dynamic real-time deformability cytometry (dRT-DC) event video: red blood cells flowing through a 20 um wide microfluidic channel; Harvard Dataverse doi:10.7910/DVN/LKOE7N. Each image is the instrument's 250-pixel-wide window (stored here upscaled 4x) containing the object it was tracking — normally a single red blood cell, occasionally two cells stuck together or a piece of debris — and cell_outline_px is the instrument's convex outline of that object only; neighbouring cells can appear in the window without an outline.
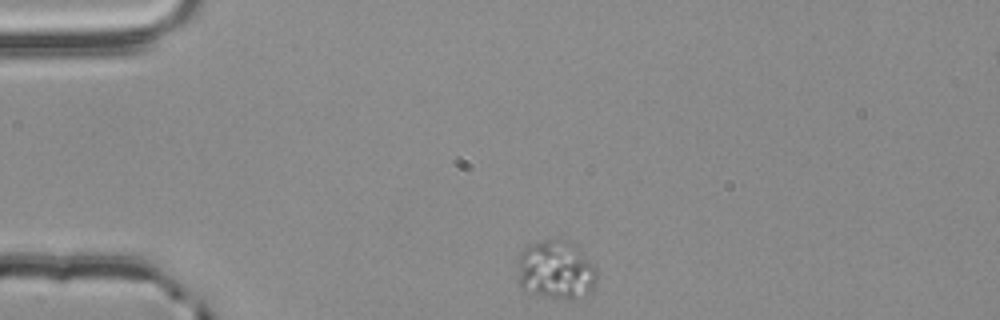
{"species": "common noctule bat (a hibernating species)", "species_latin": "Nyctalus noctula", "temperature_condition": "room temperature", "stored_images_in_passage": 45, "camera_frame_rate_fps": 3000, "um_per_image_px": 0.085, "animal": {"sex": "male", "body_mass_g": 20.4}, "frame": {"image": 1, "passage_image": 1, "time_ms": 0.0, "image_size_px": [1000, 320], "cell_outline_px": [[596, 280], [592, 292], [576, 300], [568, 300], [544, 296], [524, 292], [520, 284], [516, 260], [516, 256], [528, 244], [540, 240], [568, 240], [576, 244], [596, 268]], "centroid_in_image_um": [47.24, 22.95], "position_along_channel_um": 37.8, "area_um2": 27.98}}
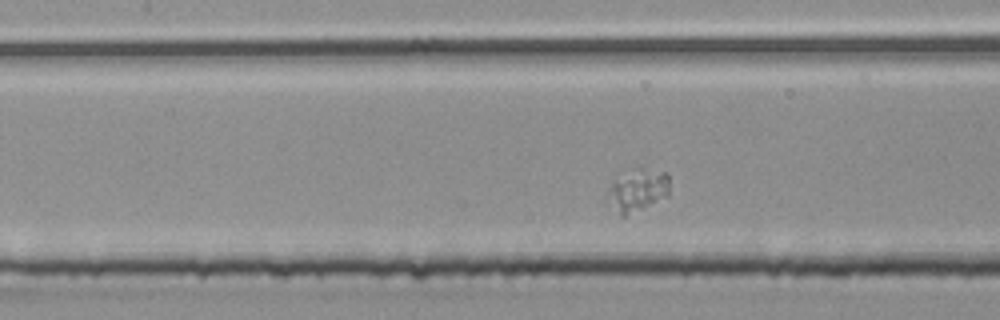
{"frame": {"image": 2, "passage_image": 14, "time_ms": 4.333, "image_size_px": [1000, 320], "cell_outline_px": [[668, 196], [624, 216], [620, 216], [604, 196], [608, 188], [612, 184], [636, 168], [644, 168], [664, 172], [668, 176]], "centroid_in_image_um": [54.18, 16.19], "position_along_channel_um": 153.2, "area_um2": 14.8}}
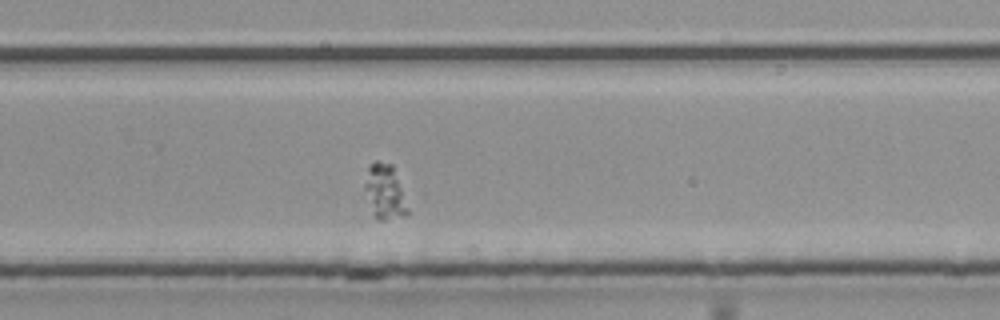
{"frame": {"image": 3, "passage_image": 26, "time_ms": 8.333, "image_size_px": [1000, 320], "cell_outline_px": [[408, 212], [404, 216], [384, 220], [376, 220], [372, 216], [364, 188], [364, 184], [368, 168], [376, 160], [392, 164], [408, 208]], "centroid_in_image_um": [32.67, 16.34], "position_along_channel_um": 297.1, "area_um2": 13.58}}